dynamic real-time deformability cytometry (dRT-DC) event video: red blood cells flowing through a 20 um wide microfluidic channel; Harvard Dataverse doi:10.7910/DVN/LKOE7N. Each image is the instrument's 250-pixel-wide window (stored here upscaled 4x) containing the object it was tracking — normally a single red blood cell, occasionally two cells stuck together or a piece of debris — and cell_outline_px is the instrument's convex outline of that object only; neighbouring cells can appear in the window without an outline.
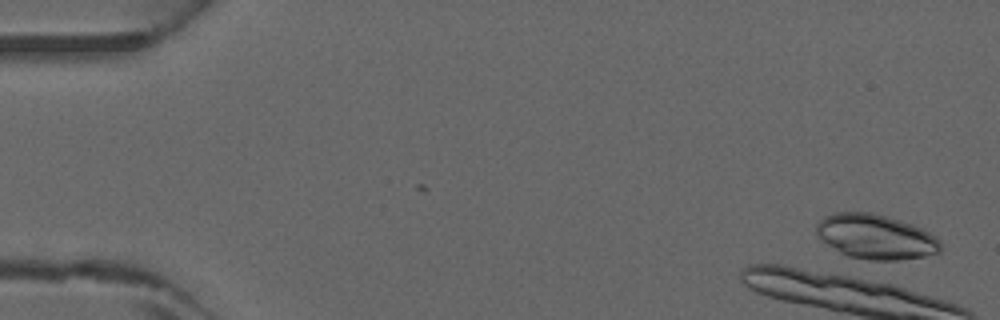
{"species": "common noctule bat (a hibernating species)", "species_latin": "Nyctalus noctula", "temperature_condition": "warm", "stored_images_in_passage": 1, "camera_frame_rate_fps": 3000, "um_per_image_px": 0.085, "animal": {"sex": "male", "forearm_length_mm": 52.5}, "frame": {"image": 1, "passage_image": 1, "time_ms": 0.0, "image_size_px": [1000, 320], "cell_outline_px": [[940, 252], [924, 256], [900, 260], [868, 260], [848, 256], [840, 252], [816, 236], [816, 224], [824, 216], [836, 212], [872, 212], [912, 224], [936, 236], [940, 240]], "centroid_in_image_um": [74.42, 20.12], "position_along_channel_um": 10.6, "area_um2": 32.31}}